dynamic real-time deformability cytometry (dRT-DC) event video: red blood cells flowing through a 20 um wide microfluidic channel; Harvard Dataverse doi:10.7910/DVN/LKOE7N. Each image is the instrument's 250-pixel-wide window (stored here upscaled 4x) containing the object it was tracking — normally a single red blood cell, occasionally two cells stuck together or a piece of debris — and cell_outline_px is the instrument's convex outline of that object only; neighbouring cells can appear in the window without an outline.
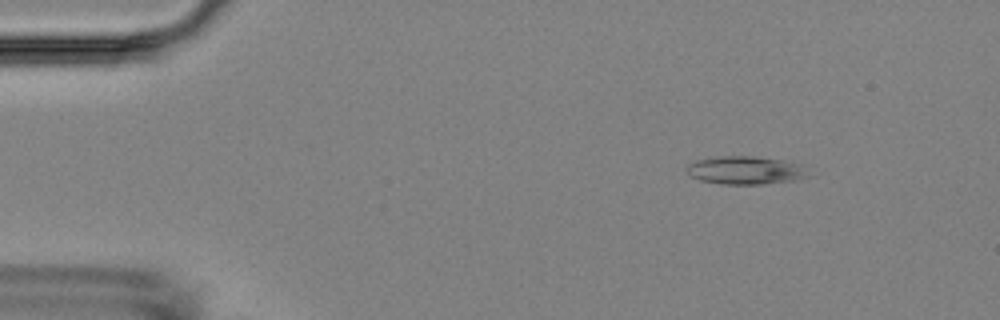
{"species": "Egyptian fruit bat (a non-hibernating species)", "species_latin": "Rousettus aegyptiacus", "temperature_condition": "room temperature", "stored_images_in_passage": 3, "camera_frame_rate_fps": 3000, "um_per_image_px": 0.085, "animal": {"sex": "female"}, "frame": {"image": 1, "passage_image": 2, "time_ms": 1.333, "image_size_px": [1000, 320], "cell_outline_px": [[812, 176], [800, 180], [760, 184], [720, 184], [700, 180], [692, 176], [688, 172], [688, 164], [696, 160], [720, 156], [752, 156], [780, 160], [804, 164]], "centroid_in_image_um": [63.47, 14.48], "position_along_channel_um": 21.5, "area_um2": 20.11}}